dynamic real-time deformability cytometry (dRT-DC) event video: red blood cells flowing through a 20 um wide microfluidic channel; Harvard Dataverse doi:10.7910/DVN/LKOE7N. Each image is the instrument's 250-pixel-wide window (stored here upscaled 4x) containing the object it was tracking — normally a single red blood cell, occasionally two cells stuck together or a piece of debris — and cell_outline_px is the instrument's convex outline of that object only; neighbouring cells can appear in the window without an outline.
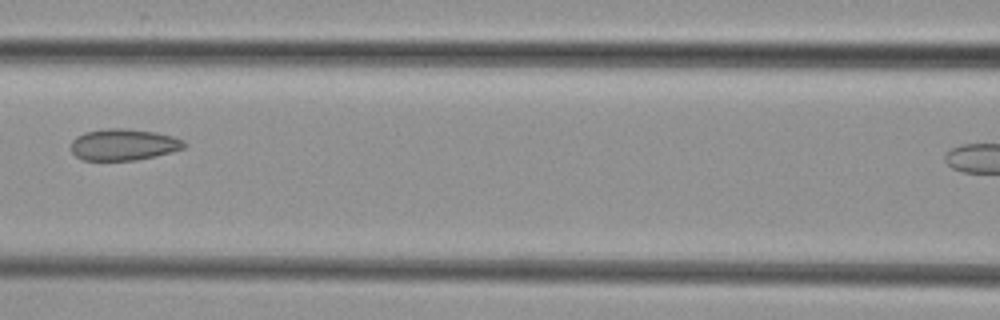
{"species": "common noctule bat (a hibernating species)", "species_latin": "Nyctalus noctula", "temperature_condition": "cold", "stored_images_in_passage": 6, "segment_of_instrument_passage": [1, 2], "camera_frame_rate_fps": 3000, "um_per_image_px": 0.085, "animal": {"sex": "female", "body_mass_g": 29.2, "forearm_length_mm": 56.3}, "frame": {"image": 1, "passage_image": 4, "time_ms": 3.667, "image_size_px": [1000, 320], "cell_outline_px": [[188, 144], [184, 148], [156, 156], [136, 160], [84, 160], [76, 156], [72, 152], [72, 140], [76, 136], [84, 132], [108, 128], [124, 128], [156, 132], [172, 136], [184, 140]], "centroid_in_image_um": [10.52, 12.28], "position_along_channel_um": 156.1, "area_um2": 20.81}}
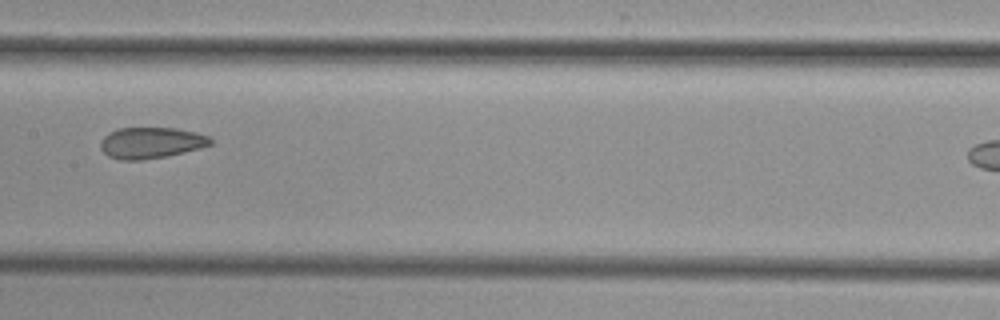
{"frame": {"image": 2, "passage_image": 5, "time_ms": 4.667, "image_size_px": [1000, 320], "cell_outline_px": [[212, 144], [200, 148], [184, 152], [164, 156], [140, 160], [120, 160], [108, 156], [100, 148], [100, 140], [108, 132], [120, 128], [176, 128], [196, 132], [208, 136], [212, 140]], "centroid_in_image_um": [12.81, 12.13], "position_along_channel_um": 194.6, "area_um2": 19.94}}